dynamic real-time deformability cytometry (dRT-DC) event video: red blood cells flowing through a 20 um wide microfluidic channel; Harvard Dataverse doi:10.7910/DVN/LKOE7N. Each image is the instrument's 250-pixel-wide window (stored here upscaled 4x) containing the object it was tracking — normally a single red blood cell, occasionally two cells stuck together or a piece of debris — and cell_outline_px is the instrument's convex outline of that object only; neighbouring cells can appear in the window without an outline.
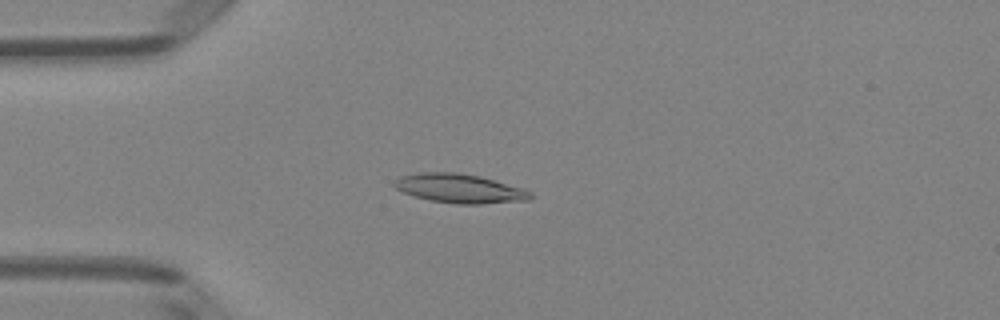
{"species": "Egyptian fruit bat (a non-hibernating species)", "species_latin": "Rousettus aegyptiacus", "temperature_condition": "room temperature", "stored_images_in_passage": 50, "camera_frame_rate_fps": 3000, "um_per_image_px": 0.085, "animal": {"sex": "female"}, "frame": {"image": 1, "passage_image": 13, "time_ms": 4.0, "image_size_px": [1000, 320], "cell_outline_px": [[532, 196], [528, 200], [480, 204], [456, 204], [432, 200], [416, 196], [404, 192], [396, 188], [392, 184], [392, 180], [400, 176], [420, 172], [456, 172], [480, 176], [520, 188], [532, 192]], "centroid_in_image_um": [39.02, 16.01], "position_along_channel_um": 46.0, "area_um2": 22.83}}
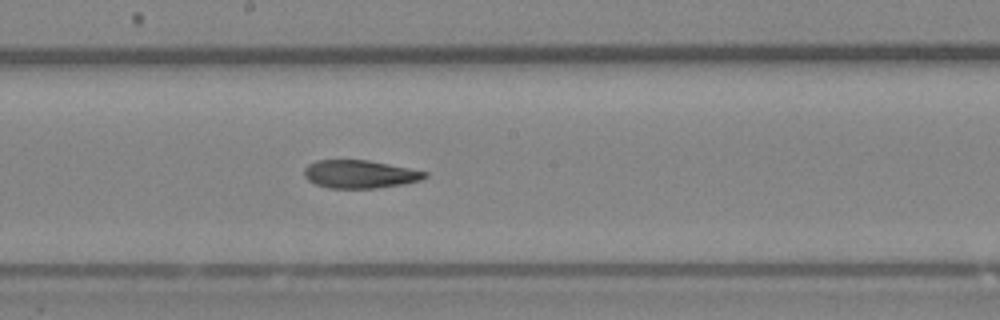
{"frame": {"image": 2, "passage_image": 27, "time_ms": 8.667, "image_size_px": [1000, 320], "cell_outline_px": [[428, 176], [420, 180], [404, 184], [376, 188], [328, 188], [316, 184], [308, 180], [304, 176], [304, 168], [308, 164], [316, 160], [368, 160], [428, 172]], "centroid_in_image_um": [30.57, 14.8], "position_along_channel_um": 217.6, "area_um2": 19.71}}
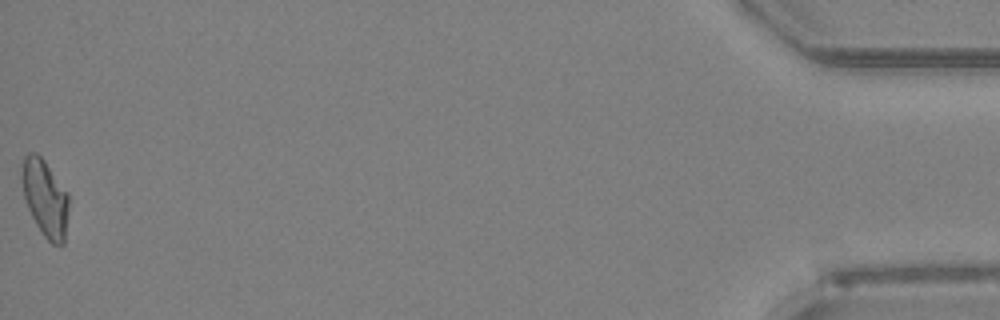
{"frame": {"image": 3, "passage_image": 50, "time_ms": 16.333, "image_size_px": [1000, 320], "cell_outline_px": [[68, 212], [64, 244], [52, 244], [44, 236], [36, 224], [24, 200], [20, 176], [20, 172], [24, 156], [28, 152], [36, 152], [44, 160], [68, 192]], "centroid_in_image_um": [3.81, 16.8], "position_along_channel_um": 431.4, "area_um2": 21.21}, "authors_computed_cell_mechanics": {"area_um2": 21.0103, "velocity_mm_per_s": 4.0554, "shape_relaxation_time_tau1_ms": null, "shape_relaxation_time_tau2_ms": 7.9164, "deformation_change_tau1": null, "deformation_change_tau2": 0.1689}}